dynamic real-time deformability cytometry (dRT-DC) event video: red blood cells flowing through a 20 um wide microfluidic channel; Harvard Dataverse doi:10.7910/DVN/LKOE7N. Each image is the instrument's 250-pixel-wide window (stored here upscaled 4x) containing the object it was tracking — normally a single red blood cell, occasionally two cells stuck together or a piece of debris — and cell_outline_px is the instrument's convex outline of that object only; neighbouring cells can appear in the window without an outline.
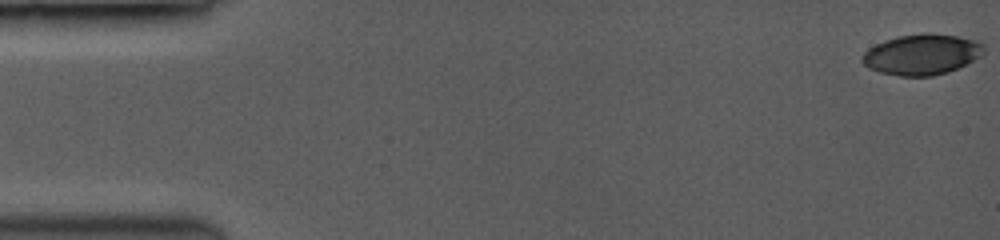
{"species": "common noctule bat (a hibernating species)", "species_latin": "Nyctalus noctula", "temperature_condition": "room temperature", "stored_images_in_passage": 56, "camera_frame_rate_fps": 3500, "um_per_image_px": 0.085, "animal": {"sex": "female", "body_mass_g": 19.0, "forearm_length_mm": 53.3}, "frame": {"image": 1, "passage_image": 1, "time_ms": 0.0, "image_size_px": [1000, 240], "cell_outline_px": [[984, 52], [980, 56], [948, 72], [932, 76], [900, 76], [880, 72], [868, 68], [864, 64], [864, 52], [868, 48], [876, 44], [900, 36], [956, 36], [972, 40], [980, 44], [984, 48]], "centroid_in_image_um": [78.32, 4.68], "position_along_channel_um": 6.7, "area_um2": 27.4}}
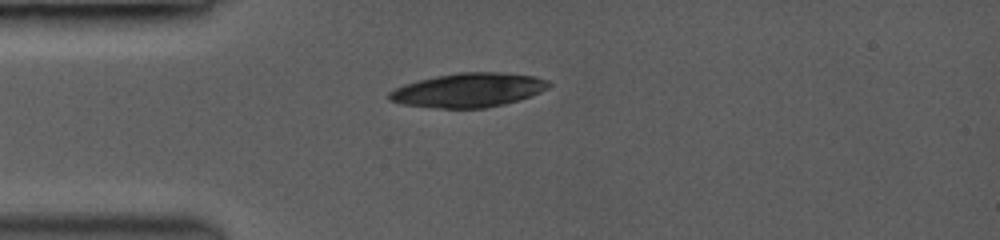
{"frame": {"image": 2, "passage_image": 16, "time_ms": 4.286, "image_size_px": [1000, 240], "cell_outline_px": [[552, 84], [548, 88], [528, 96], [504, 104], [484, 108], [440, 108], [404, 104], [392, 100], [388, 96], [388, 92], [404, 84], [436, 76], [460, 72], [496, 72], [532, 76], [548, 80]], "centroid_in_image_um": [39.82, 7.65], "position_along_channel_um": 45.2, "area_um2": 31.15}}
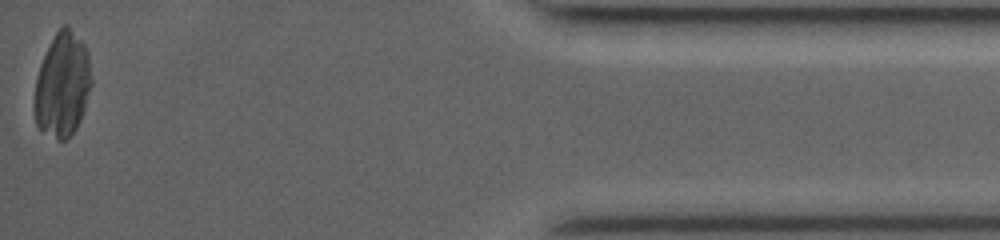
{"frame": {"image": 3, "passage_image": 56, "time_ms": 15.714, "image_size_px": [1000, 240], "cell_outline_px": [[92, 84], [80, 120], [76, 128], [68, 140], [56, 140], [40, 128], [36, 124], [32, 104], [36, 76], [40, 64], [56, 32], [64, 24], [68, 24], [84, 44], [88, 52], [92, 80]], "centroid_in_image_um": [5.29, 7.23], "position_along_channel_um": 429.9, "area_um2": 35.03}}